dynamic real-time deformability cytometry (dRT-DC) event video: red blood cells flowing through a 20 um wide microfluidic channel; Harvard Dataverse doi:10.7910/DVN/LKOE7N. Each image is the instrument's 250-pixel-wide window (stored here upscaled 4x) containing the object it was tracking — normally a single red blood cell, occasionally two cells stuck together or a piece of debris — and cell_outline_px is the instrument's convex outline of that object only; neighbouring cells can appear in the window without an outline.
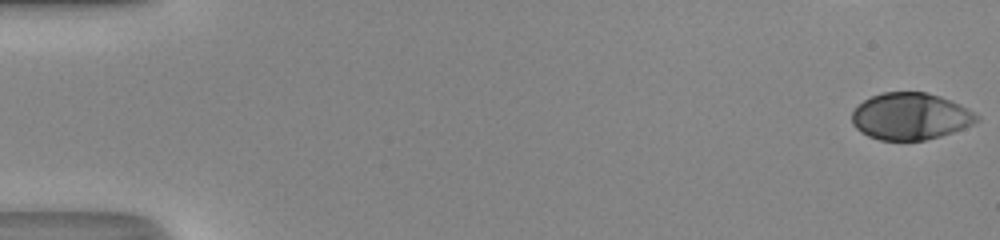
{"species": "human", "species_latin": "Homo sapiens", "temperature_condition": "room temperature", "stored_images_in_passage": 50, "camera_frame_rate_fps": 3000, "um_per_image_px": 0.085, "donor": {"sex": "male"}, "frame": {"image": 1, "passage_image": 1, "time_ms": 0.0, "image_size_px": [1000, 240], "cell_outline_px": [[980, 120], [964, 128], [940, 136], [924, 140], [880, 140], [868, 136], [860, 132], [852, 124], [852, 112], [864, 100], [872, 96], [884, 92], [924, 92], [940, 96], [980, 116]], "centroid_in_image_um": [77.35, 9.9], "position_along_channel_um": 7.6, "area_um2": 33.7}}
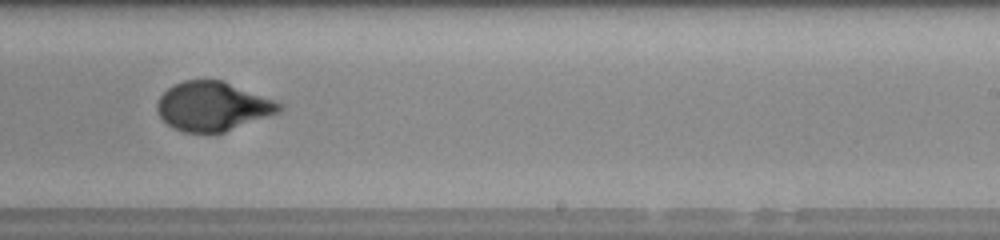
{"frame": {"image": 2, "passage_image": 32, "time_ms": 10.333, "image_size_px": [1000, 240], "cell_outline_px": [[284, 108], [280, 112], [224, 132], [184, 132], [172, 128], [156, 112], [156, 104], [160, 96], [168, 88], [184, 80], [220, 80], [284, 104]], "centroid_in_image_um": [18.06, 9.05], "position_along_channel_um": 270.9, "area_um2": 34.56}}
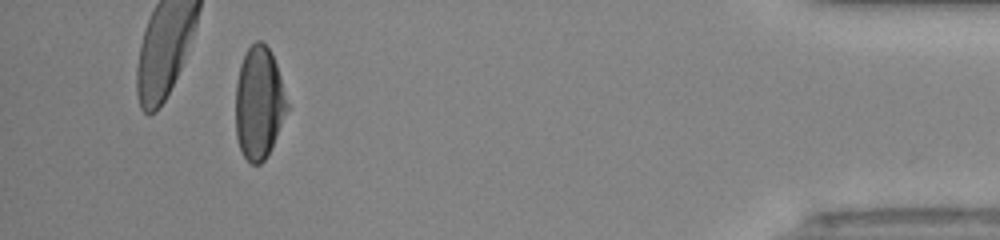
{"frame": {"image": 3, "passage_image": 46, "time_ms": 15.0, "image_size_px": [1000, 240], "cell_outline_px": [[288, 108], [276, 136], [264, 160], [260, 164], [252, 164], [240, 152], [236, 136], [236, 80], [240, 64], [248, 48], [256, 40], [260, 40], [268, 48], [276, 64], [280, 76], [288, 104]], "centroid_in_image_um": [21.98, 8.75], "position_along_channel_um": 413.2, "area_um2": 33.41}, "authors_computed_cell_mechanics": {"area_um2": 35.0268, "velocity_mm_per_s": 4.3335, "shape_relaxation_time_tau1_ms": 4.2182, "shape_relaxation_time_tau2_ms": null, "deformation_change_tau1": 0.2002, "deformation_change_tau2": null}}